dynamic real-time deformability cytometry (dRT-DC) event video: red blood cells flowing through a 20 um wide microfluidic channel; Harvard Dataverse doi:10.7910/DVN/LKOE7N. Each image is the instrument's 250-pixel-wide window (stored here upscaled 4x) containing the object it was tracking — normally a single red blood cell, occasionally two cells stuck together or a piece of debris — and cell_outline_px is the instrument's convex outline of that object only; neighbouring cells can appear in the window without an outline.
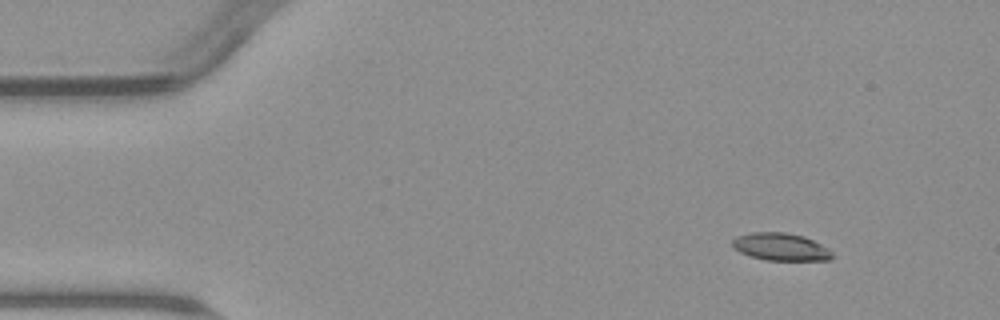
{"species": "common noctule bat (a hibernating species)", "species_latin": "Nyctalus noctula", "temperature_condition": "warm", "stored_images_in_passage": 3, "camera_frame_rate_fps": 3000, "um_per_image_px": 0.085, "animal": {"sex": "male", "body_mass_g": 23.1, "forearm_length_mm": 52.7}, "frame": {"image": 1, "passage_image": 1, "time_ms": 0.0, "image_size_px": [1000, 320], "cell_outline_px": [[836, 256], [832, 260], [764, 260], [740, 252], [732, 248], [732, 240], [736, 236], [752, 232], [784, 232], [804, 236], [828, 248]], "centroid_in_image_um": [66.37, 20.98], "position_along_channel_um": 18.6, "area_um2": 16.13}}